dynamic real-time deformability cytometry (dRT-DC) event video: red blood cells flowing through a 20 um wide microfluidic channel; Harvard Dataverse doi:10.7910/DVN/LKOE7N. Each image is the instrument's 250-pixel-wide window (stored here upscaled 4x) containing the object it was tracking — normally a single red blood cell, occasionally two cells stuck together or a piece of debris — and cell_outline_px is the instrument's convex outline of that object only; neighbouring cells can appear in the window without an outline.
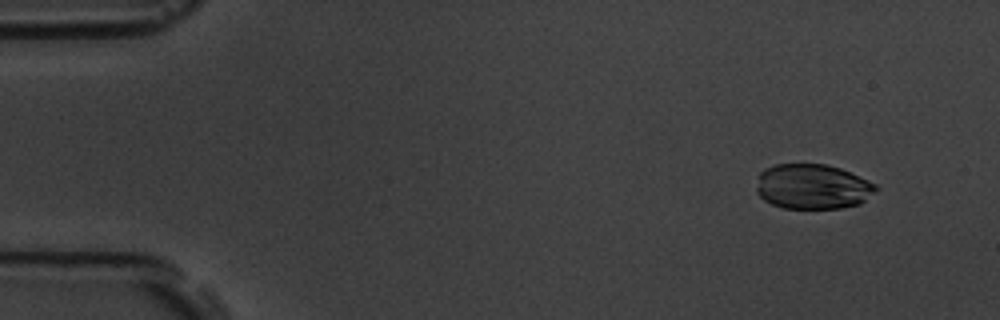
{"species": "common noctule bat (a hibernating species)", "species_latin": "Nyctalus noctula", "temperature_condition": "room temperature", "stored_images_in_passage": 9, "camera_frame_rate_fps": 3000, "um_per_image_px": 0.085, "animal": {"sex": "male", "body_mass_g": 19.5, "forearm_length_mm": 54.6}, "frame": {"image": 1, "passage_image": 2, "time_ms": 1.0, "image_size_px": [1000, 320], "cell_outline_px": [[880, 188], [860, 204], [840, 208], [784, 208], [772, 204], [764, 200], [756, 192], [756, 188], [760, 172], [764, 168], [776, 164], [828, 164], [840, 168], [868, 180], [876, 184]], "centroid_in_image_um": [69.07, 15.86], "position_along_channel_um": 15.9, "area_um2": 31.5}}